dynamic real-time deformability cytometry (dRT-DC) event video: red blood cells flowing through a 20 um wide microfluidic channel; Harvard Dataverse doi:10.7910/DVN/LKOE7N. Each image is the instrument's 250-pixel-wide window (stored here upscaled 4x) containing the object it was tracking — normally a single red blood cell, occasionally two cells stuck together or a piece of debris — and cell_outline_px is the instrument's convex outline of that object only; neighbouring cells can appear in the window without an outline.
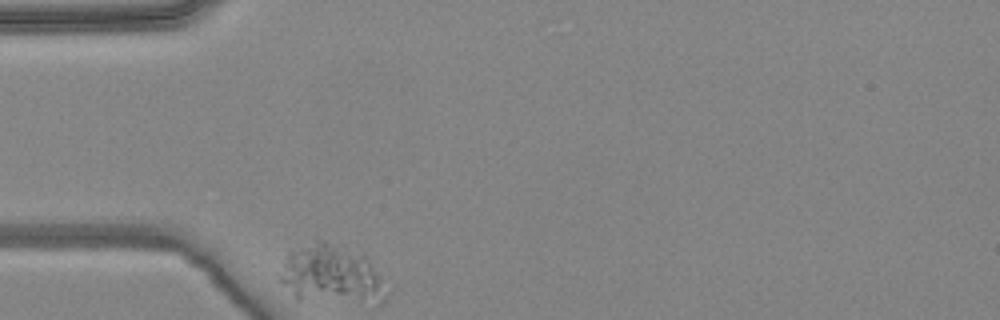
{"species": "common noctule bat (a hibernating species)", "species_latin": "Nyctalus noctula", "temperature_condition": "warm", "stored_images_in_passage": 5, "camera_frame_rate_fps": 3000, "um_per_image_px": 0.085, "animal": {"sex": "female", "body_mass_g": 24.6, "forearm_length_mm": 56.2}, "frame": {"image": 1, "passage_image": 1, "time_ms": 0.0, "image_size_px": [1000, 320], "cell_outline_px": [[380, 280], [376, 292], [360, 300], [296, 300], [280, 280], [280, 276], [288, 252], [316, 240], [324, 240], [364, 256]], "centroid_in_image_um": [27.87, 23.24], "position_along_channel_um": 57.1, "area_um2": 33.18}}
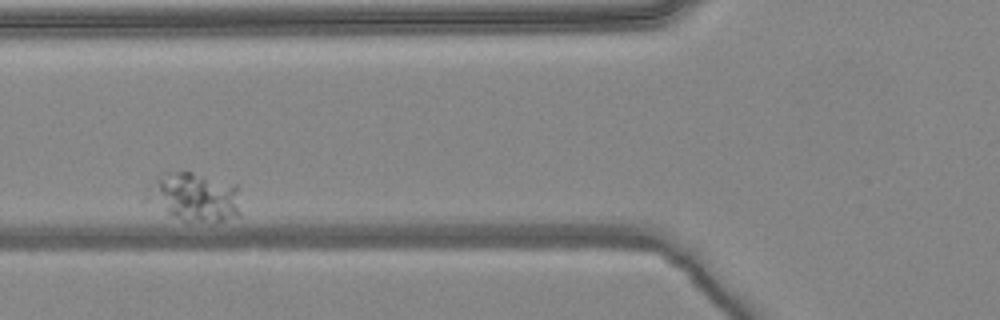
{"frame": {"image": 2, "passage_image": 3, "time_ms": 0.667, "image_size_px": [1000, 320], "cell_outline_px": [[240, 216], [212, 224], [184, 220], [172, 216], [164, 208], [156, 192], [156, 180], [164, 172], [192, 172], [236, 184], [240, 212]], "centroid_in_image_um": [16.81, 16.77], "position_along_channel_um": 109.0, "area_um2": 24.85}}
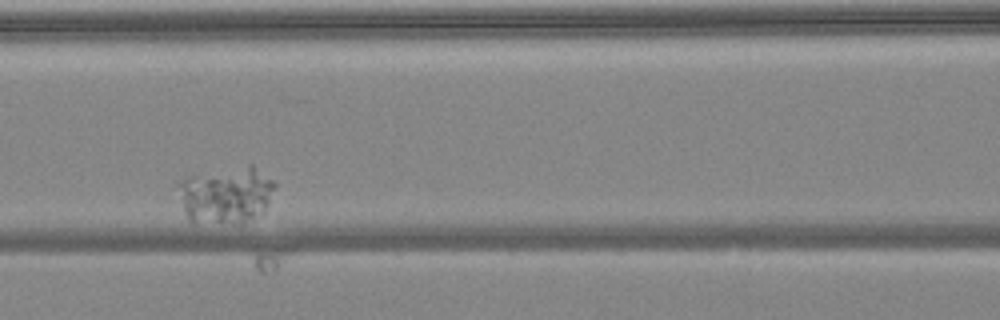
{"frame": {"image": 3, "passage_image": 4, "time_ms": 1.0, "image_size_px": [1000, 320], "cell_outline_px": [[276, 184], [264, 216], [240, 224], [192, 224], [188, 220], [184, 208], [180, 184], [180, 180], [188, 176], [248, 164], [252, 164], [272, 180]], "centroid_in_image_um": [19.28, 16.63], "position_along_channel_um": 147.3, "area_um2": 32.6}}